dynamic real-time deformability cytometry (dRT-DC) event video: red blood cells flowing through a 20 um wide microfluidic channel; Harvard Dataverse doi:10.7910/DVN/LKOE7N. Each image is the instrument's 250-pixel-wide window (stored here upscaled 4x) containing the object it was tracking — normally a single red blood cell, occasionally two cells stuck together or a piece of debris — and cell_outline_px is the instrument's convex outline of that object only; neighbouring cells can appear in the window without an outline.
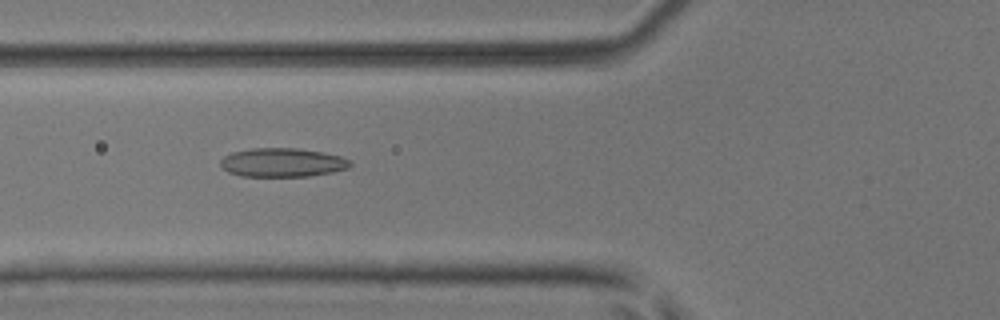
{"species": "common noctule bat (a hibernating species)", "species_latin": "Nyctalus noctula", "temperature_condition": "room temperature", "stored_images_in_passage": 6, "camera_frame_rate_fps": 3000, "um_per_image_px": 0.085, "animal": {"sex": "male", "body_mass_g": 17.9, "forearm_length_mm": 54.2}, "frame": {"image": 1, "passage_image": 3, "time_ms": 0.667, "image_size_px": [1000, 320], "cell_outline_px": [[352, 164], [348, 168], [332, 172], [308, 176], [240, 176], [228, 172], [220, 164], [220, 160], [224, 156], [232, 152], [252, 148], [296, 148], [324, 152], [340, 156], [348, 160]], "centroid_in_image_um": [23.99, 13.81], "position_along_channel_um": 101.8, "area_um2": 21.73}}
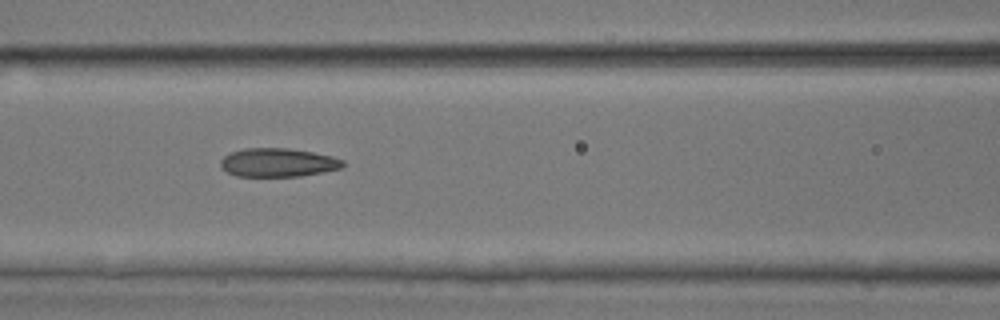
{"frame": {"image": 2, "passage_image": 4, "time_ms": 1.0, "image_size_px": [1000, 320], "cell_outline_px": [[344, 164], [340, 168], [300, 176], [236, 176], [220, 168], [220, 160], [228, 152], [244, 148], [288, 148], [312, 152], [332, 156], [344, 160]], "centroid_in_image_um": [23.57, 13.8], "position_along_channel_um": 143.0, "area_um2": 20.4}}
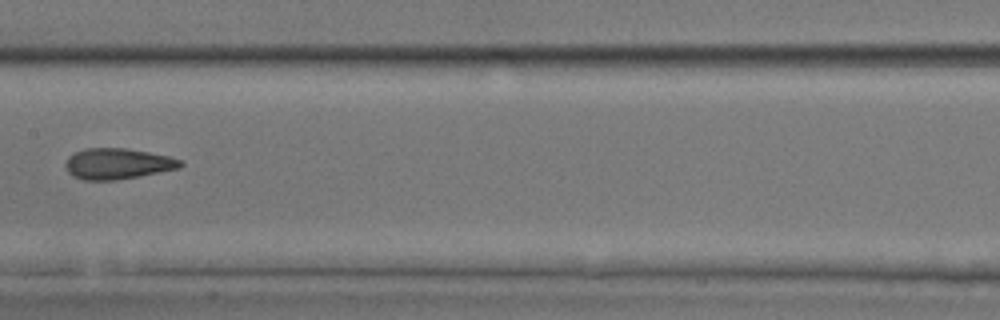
{"frame": {"image": 3, "passage_image": 5, "time_ms": 1.333, "image_size_px": [1000, 320], "cell_outline_px": [[184, 164], [180, 168], [116, 180], [84, 180], [72, 176], [68, 172], [64, 164], [68, 156], [72, 152], [84, 148], [124, 148], [148, 152], [168, 156], [180, 160]], "centroid_in_image_um": [9.94, 13.91], "position_along_channel_um": 197.5, "area_um2": 20.69}}